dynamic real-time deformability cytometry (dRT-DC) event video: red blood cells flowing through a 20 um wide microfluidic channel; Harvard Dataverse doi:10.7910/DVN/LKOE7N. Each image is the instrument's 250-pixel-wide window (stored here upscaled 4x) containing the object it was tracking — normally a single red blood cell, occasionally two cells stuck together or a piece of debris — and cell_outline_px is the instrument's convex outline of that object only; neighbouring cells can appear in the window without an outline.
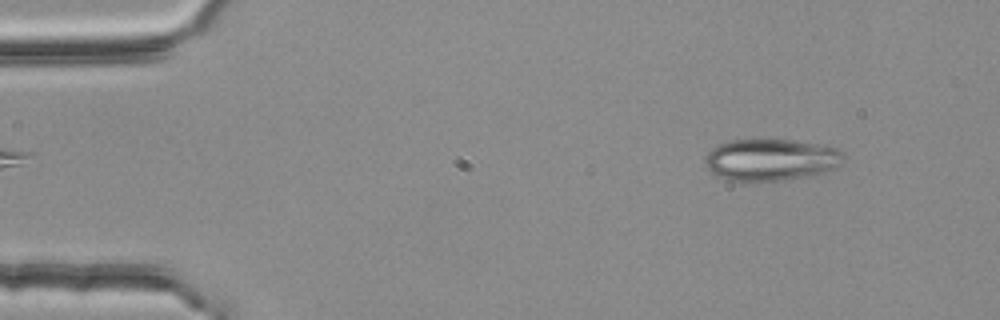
{"species": "common noctule bat (a hibernating species)", "species_latin": "Nyctalus noctula", "temperature_condition": "room temperature", "stored_images_in_passage": 49, "camera_frame_rate_fps": 3000, "um_per_image_px": 0.085, "animal": {"sex": "female", "body_mass_g": 25.1}, "frame": {"image": 1, "passage_image": 1, "time_ms": 0.0, "image_size_px": [1000, 320], "cell_outline_px": [[844, 160], [836, 168], [824, 172], [808, 176], [780, 180], [732, 180], [720, 176], [712, 172], [704, 164], [704, 156], [712, 148], [728, 140], [792, 140], [840, 148], [844, 152]], "centroid_in_image_um": [65.56, 13.56], "position_along_channel_um": 19.4, "area_um2": 33.52}}
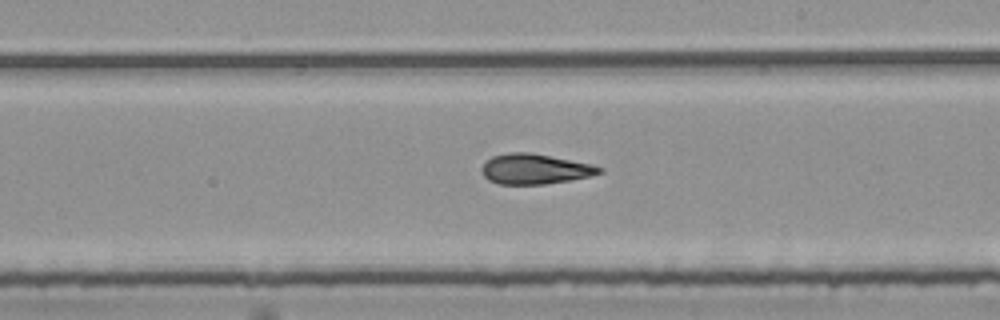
{"frame": {"image": 2, "passage_image": 26, "time_ms": 8.333, "image_size_px": [1000, 320], "cell_outline_px": [[604, 172], [588, 176], [568, 180], [544, 184], [500, 184], [488, 180], [484, 176], [484, 164], [492, 156], [508, 152], [532, 152], [592, 164], [604, 168]], "centroid_in_image_um": [45.5, 14.35], "position_along_channel_um": 243.5, "area_um2": 20.52}}
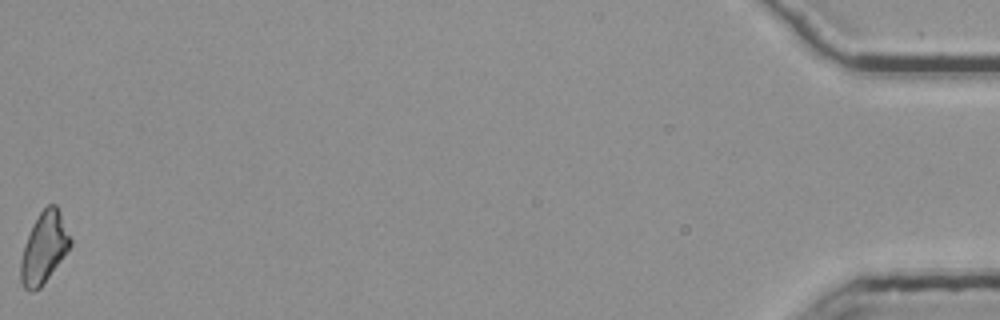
{"frame": {"image": 3, "passage_image": 49, "time_ms": 16.0, "image_size_px": [1000, 320], "cell_outline_px": [[72, 244], [40, 288], [32, 292], [28, 292], [24, 288], [20, 280], [20, 260], [32, 224], [40, 212], [48, 204], [56, 204], [60, 212], [72, 240]], "centroid_in_image_um": [3.73, 21.07], "position_along_channel_um": 431.5, "area_um2": 20.29}, "authors_computed_cell_mechanics": {"area_um2": 20.6346, "velocity_mm_per_s": 3.7986, "shape_relaxation_time_tau1_ms": null, "shape_relaxation_time_tau2_ms": 3.3788, "deformation_change_tau1": null, "deformation_change_tau2": 0.1263}}